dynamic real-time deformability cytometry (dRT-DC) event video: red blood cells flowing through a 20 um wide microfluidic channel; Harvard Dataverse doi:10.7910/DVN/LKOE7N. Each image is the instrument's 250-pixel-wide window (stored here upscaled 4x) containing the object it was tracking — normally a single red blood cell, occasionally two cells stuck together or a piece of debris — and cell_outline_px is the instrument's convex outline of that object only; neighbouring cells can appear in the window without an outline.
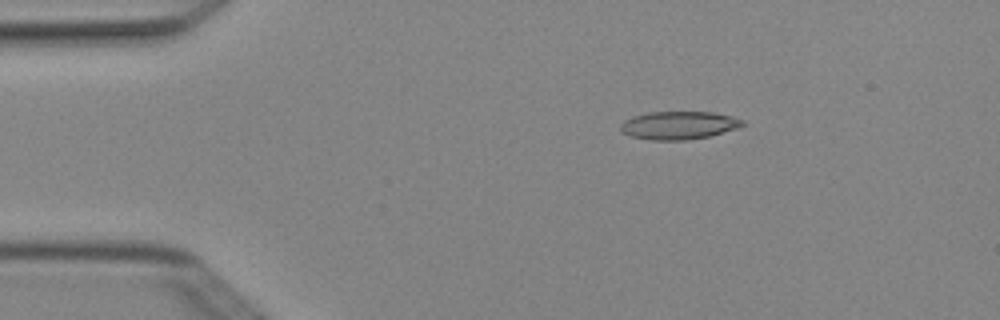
{"species": "Egyptian fruit bat (a non-hibernating species)", "species_latin": "Rousettus aegyptiacus", "temperature_condition": "cold", "stored_images_in_passage": 3, "camera_frame_rate_fps": 3000, "um_per_image_px": 0.085, "animal": {"sex": "female"}, "frame": {"image": 1, "passage_image": 3, "time_ms": 0.667, "image_size_px": [1000, 320], "cell_outline_px": [[744, 124], [736, 128], [708, 136], [688, 140], [652, 140], [632, 136], [620, 132], [620, 124], [624, 120], [632, 116], [648, 112], [712, 112], [732, 116], [744, 120]], "centroid_in_image_um": [57.65, 10.64], "position_along_channel_um": 27.3, "area_um2": 19.88}}